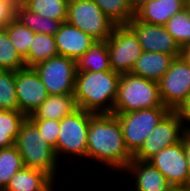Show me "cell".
Listing matches in <instances>:
<instances>
[{"label": "cell", "instance_id": "cell-25", "mask_svg": "<svg viewBox=\"0 0 190 191\" xmlns=\"http://www.w3.org/2000/svg\"><path fill=\"white\" fill-rule=\"evenodd\" d=\"M5 29L17 53L24 60L26 67H29V50L34 41L35 32L16 19L7 25Z\"/></svg>", "mask_w": 190, "mask_h": 191}, {"label": "cell", "instance_id": "cell-12", "mask_svg": "<svg viewBox=\"0 0 190 191\" xmlns=\"http://www.w3.org/2000/svg\"><path fill=\"white\" fill-rule=\"evenodd\" d=\"M136 34L143 51L181 57V47L167 32L165 26L152 25L133 17L127 24Z\"/></svg>", "mask_w": 190, "mask_h": 191}, {"label": "cell", "instance_id": "cell-15", "mask_svg": "<svg viewBox=\"0 0 190 191\" xmlns=\"http://www.w3.org/2000/svg\"><path fill=\"white\" fill-rule=\"evenodd\" d=\"M134 183L133 191H171L174 187L150 162L133 159L122 171ZM134 181V182H133Z\"/></svg>", "mask_w": 190, "mask_h": 191}, {"label": "cell", "instance_id": "cell-28", "mask_svg": "<svg viewBox=\"0 0 190 191\" xmlns=\"http://www.w3.org/2000/svg\"><path fill=\"white\" fill-rule=\"evenodd\" d=\"M116 25H127L135 13L127 0H93Z\"/></svg>", "mask_w": 190, "mask_h": 191}, {"label": "cell", "instance_id": "cell-29", "mask_svg": "<svg viewBox=\"0 0 190 191\" xmlns=\"http://www.w3.org/2000/svg\"><path fill=\"white\" fill-rule=\"evenodd\" d=\"M25 67V62L17 53L6 29L0 28V70L17 71Z\"/></svg>", "mask_w": 190, "mask_h": 191}, {"label": "cell", "instance_id": "cell-30", "mask_svg": "<svg viewBox=\"0 0 190 191\" xmlns=\"http://www.w3.org/2000/svg\"><path fill=\"white\" fill-rule=\"evenodd\" d=\"M164 26L181 48L190 43V11L186 8L173 15Z\"/></svg>", "mask_w": 190, "mask_h": 191}, {"label": "cell", "instance_id": "cell-34", "mask_svg": "<svg viewBox=\"0 0 190 191\" xmlns=\"http://www.w3.org/2000/svg\"><path fill=\"white\" fill-rule=\"evenodd\" d=\"M186 127L190 128V94L181 106L176 110Z\"/></svg>", "mask_w": 190, "mask_h": 191}, {"label": "cell", "instance_id": "cell-6", "mask_svg": "<svg viewBox=\"0 0 190 191\" xmlns=\"http://www.w3.org/2000/svg\"><path fill=\"white\" fill-rule=\"evenodd\" d=\"M170 111L168 107H153L114 114L120 122L126 147L132 155L141 148L148 135Z\"/></svg>", "mask_w": 190, "mask_h": 191}, {"label": "cell", "instance_id": "cell-21", "mask_svg": "<svg viewBox=\"0 0 190 191\" xmlns=\"http://www.w3.org/2000/svg\"><path fill=\"white\" fill-rule=\"evenodd\" d=\"M76 72L111 71L106 40L95 41L84 55L75 60Z\"/></svg>", "mask_w": 190, "mask_h": 191}, {"label": "cell", "instance_id": "cell-7", "mask_svg": "<svg viewBox=\"0 0 190 191\" xmlns=\"http://www.w3.org/2000/svg\"><path fill=\"white\" fill-rule=\"evenodd\" d=\"M67 22L95 41L107 40L116 26L93 0H68Z\"/></svg>", "mask_w": 190, "mask_h": 191}, {"label": "cell", "instance_id": "cell-36", "mask_svg": "<svg viewBox=\"0 0 190 191\" xmlns=\"http://www.w3.org/2000/svg\"><path fill=\"white\" fill-rule=\"evenodd\" d=\"M148 1L150 0H127L134 13Z\"/></svg>", "mask_w": 190, "mask_h": 191}, {"label": "cell", "instance_id": "cell-2", "mask_svg": "<svg viewBox=\"0 0 190 191\" xmlns=\"http://www.w3.org/2000/svg\"><path fill=\"white\" fill-rule=\"evenodd\" d=\"M121 74L114 71L76 72L77 108L94 114H112Z\"/></svg>", "mask_w": 190, "mask_h": 191}, {"label": "cell", "instance_id": "cell-4", "mask_svg": "<svg viewBox=\"0 0 190 191\" xmlns=\"http://www.w3.org/2000/svg\"><path fill=\"white\" fill-rule=\"evenodd\" d=\"M163 105L158 82L129 73L120 76L113 113H128Z\"/></svg>", "mask_w": 190, "mask_h": 191}, {"label": "cell", "instance_id": "cell-10", "mask_svg": "<svg viewBox=\"0 0 190 191\" xmlns=\"http://www.w3.org/2000/svg\"><path fill=\"white\" fill-rule=\"evenodd\" d=\"M186 128L179 114L170 111L148 135L141 148L133 155V159L148 161L166 147L180 142Z\"/></svg>", "mask_w": 190, "mask_h": 191}, {"label": "cell", "instance_id": "cell-37", "mask_svg": "<svg viewBox=\"0 0 190 191\" xmlns=\"http://www.w3.org/2000/svg\"><path fill=\"white\" fill-rule=\"evenodd\" d=\"M181 57L188 63H190V43L181 49Z\"/></svg>", "mask_w": 190, "mask_h": 191}, {"label": "cell", "instance_id": "cell-11", "mask_svg": "<svg viewBox=\"0 0 190 191\" xmlns=\"http://www.w3.org/2000/svg\"><path fill=\"white\" fill-rule=\"evenodd\" d=\"M158 85L163 105L176 111L190 94V63L182 57L175 58Z\"/></svg>", "mask_w": 190, "mask_h": 191}, {"label": "cell", "instance_id": "cell-31", "mask_svg": "<svg viewBox=\"0 0 190 191\" xmlns=\"http://www.w3.org/2000/svg\"><path fill=\"white\" fill-rule=\"evenodd\" d=\"M0 109L19 111L15 71L0 70Z\"/></svg>", "mask_w": 190, "mask_h": 191}, {"label": "cell", "instance_id": "cell-39", "mask_svg": "<svg viewBox=\"0 0 190 191\" xmlns=\"http://www.w3.org/2000/svg\"><path fill=\"white\" fill-rule=\"evenodd\" d=\"M171 191H190V187H175Z\"/></svg>", "mask_w": 190, "mask_h": 191}, {"label": "cell", "instance_id": "cell-22", "mask_svg": "<svg viewBox=\"0 0 190 191\" xmlns=\"http://www.w3.org/2000/svg\"><path fill=\"white\" fill-rule=\"evenodd\" d=\"M16 20L35 33L55 35L62 24L59 20L42 17L28 10L21 2L16 9Z\"/></svg>", "mask_w": 190, "mask_h": 191}, {"label": "cell", "instance_id": "cell-3", "mask_svg": "<svg viewBox=\"0 0 190 191\" xmlns=\"http://www.w3.org/2000/svg\"><path fill=\"white\" fill-rule=\"evenodd\" d=\"M14 145L18 148L25 167L43 171L54 181H58L60 161L55 150L28 118L21 124Z\"/></svg>", "mask_w": 190, "mask_h": 191}, {"label": "cell", "instance_id": "cell-5", "mask_svg": "<svg viewBox=\"0 0 190 191\" xmlns=\"http://www.w3.org/2000/svg\"><path fill=\"white\" fill-rule=\"evenodd\" d=\"M94 113L77 108L60 120L57 146L54 148L59 161L61 154L86 160L87 136L90 118ZM78 156V157H77Z\"/></svg>", "mask_w": 190, "mask_h": 191}, {"label": "cell", "instance_id": "cell-14", "mask_svg": "<svg viewBox=\"0 0 190 191\" xmlns=\"http://www.w3.org/2000/svg\"><path fill=\"white\" fill-rule=\"evenodd\" d=\"M15 86L19 111L29 116L49 96L45 85L33 67L15 71Z\"/></svg>", "mask_w": 190, "mask_h": 191}, {"label": "cell", "instance_id": "cell-26", "mask_svg": "<svg viewBox=\"0 0 190 191\" xmlns=\"http://www.w3.org/2000/svg\"><path fill=\"white\" fill-rule=\"evenodd\" d=\"M23 167V159L15 145L0 148V191L6 188L10 179Z\"/></svg>", "mask_w": 190, "mask_h": 191}, {"label": "cell", "instance_id": "cell-9", "mask_svg": "<svg viewBox=\"0 0 190 191\" xmlns=\"http://www.w3.org/2000/svg\"><path fill=\"white\" fill-rule=\"evenodd\" d=\"M106 43L111 69L120 74L131 72L143 53L136 34L128 25H116Z\"/></svg>", "mask_w": 190, "mask_h": 191}, {"label": "cell", "instance_id": "cell-13", "mask_svg": "<svg viewBox=\"0 0 190 191\" xmlns=\"http://www.w3.org/2000/svg\"><path fill=\"white\" fill-rule=\"evenodd\" d=\"M148 162L155 166L174 188L190 187V176L182 140L158 152Z\"/></svg>", "mask_w": 190, "mask_h": 191}, {"label": "cell", "instance_id": "cell-40", "mask_svg": "<svg viewBox=\"0 0 190 191\" xmlns=\"http://www.w3.org/2000/svg\"><path fill=\"white\" fill-rule=\"evenodd\" d=\"M185 8L190 11V0H185Z\"/></svg>", "mask_w": 190, "mask_h": 191}, {"label": "cell", "instance_id": "cell-27", "mask_svg": "<svg viewBox=\"0 0 190 191\" xmlns=\"http://www.w3.org/2000/svg\"><path fill=\"white\" fill-rule=\"evenodd\" d=\"M58 55L55 37L49 34L35 33L29 50V67Z\"/></svg>", "mask_w": 190, "mask_h": 191}, {"label": "cell", "instance_id": "cell-23", "mask_svg": "<svg viewBox=\"0 0 190 191\" xmlns=\"http://www.w3.org/2000/svg\"><path fill=\"white\" fill-rule=\"evenodd\" d=\"M27 116L20 111L0 109V148L13 146Z\"/></svg>", "mask_w": 190, "mask_h": 191}, {"label": "cell", "instance_id": "cell-38", "mask_svg": "<svg viewBox=\"0 0 190 191\" xmlns=\"http://www.w3.org/2000/svg\"><path fill=\"white\" fill-rule=\"evenodd\" d=\"M57 181H54L52 184H50L44 191H57L55 190V185L58 186V182L56 184Z\"/></svg>", "mask_w": 190, "mask_h": 191}, {"label": "cell", "instance_id": "cell-19", "mask_svg": "<svg viewBox=\"0 0 190 191\" xmlns=\"http://www.w3.org/2000/svg\"><path fill=\"white\" fill-rule=\"evenodd\" d=\"M77 109L74 94L49 95L28 119L61 120Z\"/></svg>", "mask_w": 190, "mask_h": 191}, {"label": "cell", "instance_id": "cell-20", "mask_svg": "<svg viewBox=\"0 0 190 191\" xmlns=\"http://www.w3.org/2000/svg\"><path fill=\"white\" fill-rule=\"evenodd\" d=\"M53 182L45 172L24 166L15 173L3 191H44Z\"/></svg>", "mask_w": 190, "mask_h": 191}, {"label": "cell", "instance_id": "cell-8", "mask_svg": "<svg viewBox=\"0 0 190 191\" xmlns=\"http://www.w3.org/2000/svg\"><path fill=\"white\" fill-rule=\"evenodd\" d=\"M49 95L74 94L75 60L56 55L33 66Z\"/></svg>", "mask_w": 190, "mask_h": 191}, {"label": "cell", "instance_id": "cell-18", "mask_svg": "<svg viewBox=\"0 0 190 191\" xmlns=\"http://www.w3.org/2000/svg\"><path fill=\"white\" fill-rule=\"evenodd\" d=\"M174 59L172 55L143 51L132 68L131 73L158 82L168 71Z\"/></svg>", "mask_w": 190, "mask_h": 191}, {"label": "cell", "instance_id": "cell-17", "mask_svg": "<svg viewBox=\"0 0 190 191\" xmlns=\"http://www.w3.org/2000/svg\"><path fill=\"white\" fill-rule=\"evenodd\" d=\"M183 9L185 0H150L135 12V17L147 24L164 26L173 15Z\"/></svg>", "mask_w": 190, "mask_h": 191}, {"label": "cell", "instance_id": "cell-32", "mask_svg": "<svg viewBox=\"0 0 190 191\" xmlns=\"http://www.w3.org/2000/svg\"><path fill=\"white\" fill-rule=\"evenodd\" d=\"M39 130L46 141L55 148L57 146L60 121L52 119H29Z\"/></svg>", "mask_w": 190, "mask_h": 191}, {"label": "cell", "instance_id": "cell-24", "mask_svg": "<svg viewBox=\"0 0 190 191\" xmlns=\"http://www.w3.org/2000/svg\"><path fill=\"white\" fill-rule=\"evenodd\" d=\"M31 12L45 18L67 21L68 0H20Z\"/></svg>", "mask_w": 190, "mask_h": 191}, {"label": "cell", "instance_id": "cell-16", "mask_svg": "<svg viewBox=\"0 0 190 191\" xmlns=\"http://www.w3.org/2000/svg\"><path fill=\"white\" fill-rule=\"evenodd\" d=\"M58 55L76 60L90 48L95 40L67 21L63 22L54 35Z\"/></svg>", "mask_w": 190, "mask_h": 191}, {"label": "cell", "instance_id": "cell-33", "mask_svg": "<svg viewBox=\"0 0 190 191\" xmlns=\"http://www.w3.org/2000/svg\"><path fill=\"white\" fill-rule=\"evenodd\" d=\"M20 0H0V28H5L16 19V9Z\"/></svg>", "mask_w": 190, "mask_h": 191}, {"label": "cell", "instance_id": "cell-1", "mask_svg": "<svg viewBox=\"0 0 190 191\" xmlns=\"http://www.w3.org/2000/svg\"><path fill=\"white\" fill-rule=\"evenodd\" d=\"M86 158L120 174L133 160L114 114H94L90 118Z\"/></svg>", "mask_w": 190, "mask_h": 191}, {"label": "cell", "instance_id": "cell-35", "mask_svg": "<svg viewBox=\"0 0 190 191\" xmlns=\"http://www.w3.org/2000/svg\"><path fill=\"white\" fill-rule=\"evenodd\" d=\"M182 143L184 147V153L187 160L188 173L190 176V128H186L182 135Z\"/></svg>", "mask_w": 190, "mask_h": 191}]
</instances>
